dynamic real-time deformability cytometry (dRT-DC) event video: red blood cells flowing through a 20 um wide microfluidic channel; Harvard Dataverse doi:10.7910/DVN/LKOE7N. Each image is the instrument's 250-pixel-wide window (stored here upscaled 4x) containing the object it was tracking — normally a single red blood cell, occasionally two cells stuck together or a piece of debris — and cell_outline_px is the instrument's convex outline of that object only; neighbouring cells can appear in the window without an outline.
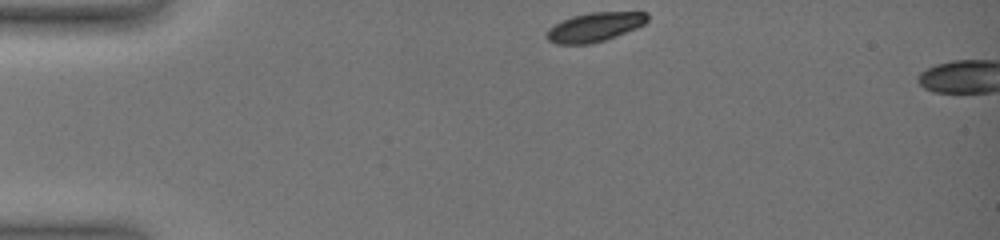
{"species": "common noctule bat (a hibernating species)", "species_latin": "Nyctalus noctula", "temperature_condition": "warm", "stored_images_in_passage": 2, "camera_frame_rate_fps": 3000, "um_per_image_px": 0.085, "animal": {"sex": "female", "body_mass_g": 19.0, "forearm_length_mm": 51.5}, "frame": {"image": 1, "passage_image": 1, "time_ms": 0.0, "image_size_px": [1000, 240], "cell_outline_px": [[648, 20], [644, 24], [636, 28], [616, 36], [604, 40], [588, 44], [556, 44], [548, 40], [544, 36], [548, 28], [560, 20], [572, 16], [588, 12], [648, 12]], "centroid_in_image_um": [50.5, 2.29], "position_along_channel_um": 34.5, "area_um2": 17.22}}